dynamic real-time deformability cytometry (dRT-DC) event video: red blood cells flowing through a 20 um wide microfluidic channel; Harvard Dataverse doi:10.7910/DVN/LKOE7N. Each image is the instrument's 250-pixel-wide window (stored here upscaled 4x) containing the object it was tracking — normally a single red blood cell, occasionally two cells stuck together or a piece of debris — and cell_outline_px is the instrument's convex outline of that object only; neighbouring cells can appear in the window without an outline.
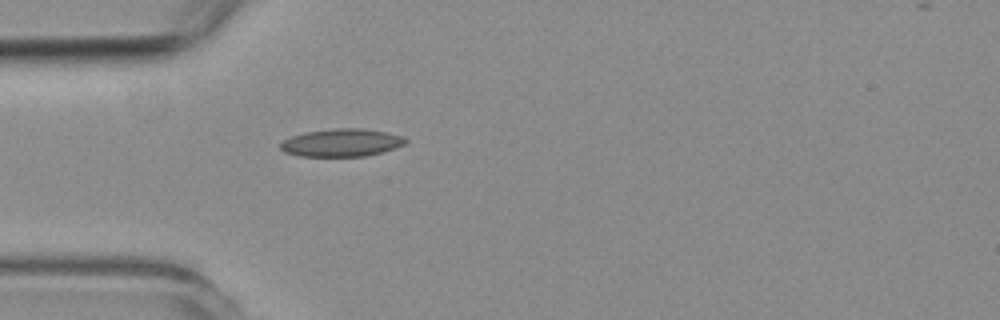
{"species": "common noctule bat (a hibernating species)", "species_latin": "Nyctalus noctula", "temperature_condition": "room temperature", "stored_images_in_passage": 42, "camera_frame_rate_fps": 3000, "um_per_image_px": 0.085, "animal": {"sex": "female", "body_mass_g": 19.3, "forearm_length_mm": 54.1}, "frame": {"image": 1, "passage_image": 1, "time_ms": 0.0, "image_size_px": [1000, 320], "cell_outline_px": [[408, 140], [404, 144], [380, 152], [364, 156], [300, 156], [284, 152], [280, 148], [280, 144], [284, 140], [292, 136], [304, 132], [332, 128], [360, 128], [384, 132], [404, 136]], "centroid_in_image_um": [29.0, 12.12], "position_along_channel_um": 56.0, "area_um2": 20.06}}
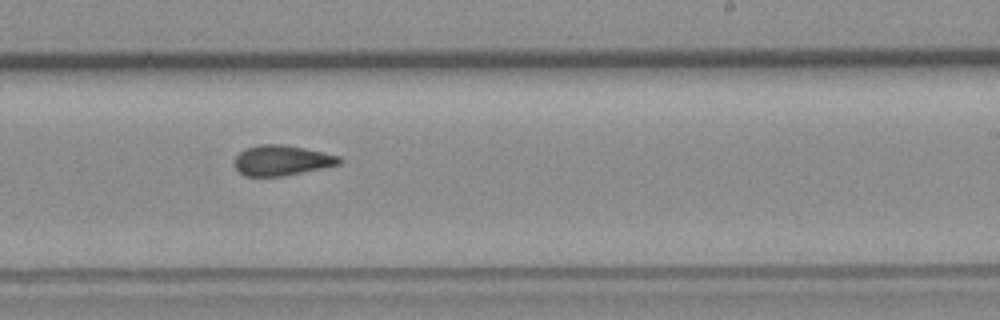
{"frame": {"image": 2, "passage_image": 19, "time_ms": 6.0, "image_size_px": [1000, 320], "cell_outline_px": [[344, 160], [340, 164], [324, 168], [284, 176], [244, 176], [236, 168], [236, 156], [244, 148], [260, 144], [284, 144], [304, 148], [340, 156]], "centroid_in_image_um": [23.98, 13.63], "position_along_channel_um": 265.0, "area_um2": 18.55}}
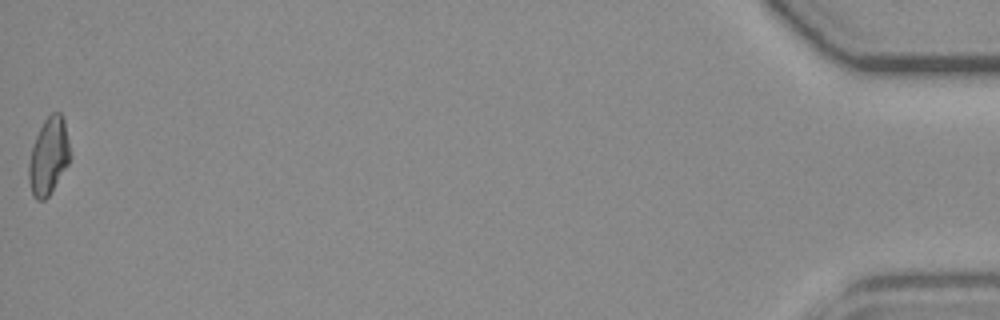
{"frame": {"image": 3, "passage_image": 42, "time_ms": 13.667, "image_size_px": [1000, 320], "cell_outline_px": [[72, 156], [68, 164], [48, 196], [44, 200], [36, 200], [32, 196], [28, 180], [28, 164], [32, 144], [44, 120], [52, 112], [60, 112], [64, 120]], "centroid_in_image_um": [4.12, 13.28], "position_along_channel_um": 431.1, "area_um2": 18.67}, "authors_computed_cell_mechanics": {"area_um2": 18.5249, "velocity_mm_per_s": 3.5565, "shape_relaxation_time_tau1_ms": null, "shape_relaxation_time_tau2_ms": 2.6126, "deformation_change_tau1": null, "deformation_change_tau2": 0.0921}}